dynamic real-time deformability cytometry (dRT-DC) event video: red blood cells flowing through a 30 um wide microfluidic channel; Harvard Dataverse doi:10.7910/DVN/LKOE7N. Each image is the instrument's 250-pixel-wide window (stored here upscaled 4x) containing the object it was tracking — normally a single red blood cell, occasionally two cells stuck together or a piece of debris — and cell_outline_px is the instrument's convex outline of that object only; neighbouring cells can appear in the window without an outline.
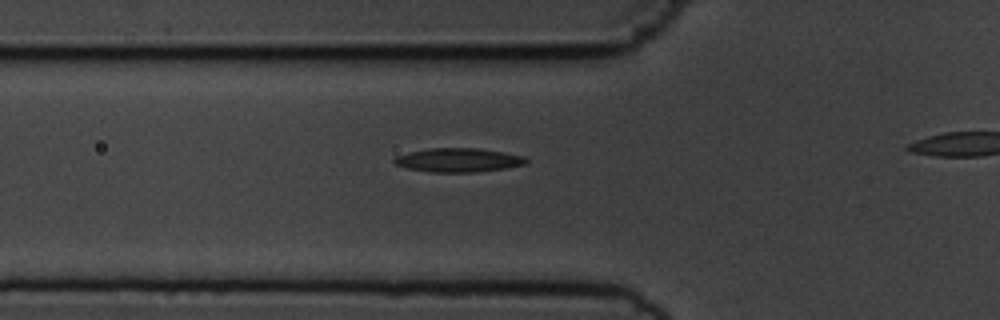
{"species": "common noctule bat (a hibernating species)", "species_latin": "Nyctalus noctula", "temperature_condition": "cold", "stored_images_in_passage": 28, "camera_frame_rate_fps": 3000, "um_per_image_px": 0.085, "animal": {"sex": "male", "body_mass_g": 19.5, "forearm_length_mm": 54.6}, "frame": {"image": 1, "passage_image": 2, "time_ms": 0.333, "image_size_px": [1000, 320], "cell_outline_px": [[528, 160], [524, 164], [504, 168], [476, 172], [428, 172], [404, 168], [396, 164], [392, 160], [396, 156], [408, 152], [428, 148], [476, 148], [504, 152], [524, 156]], "centroid_in_image_um": [38.9, 13.6], "position_along_channel_um": 86.9, "area_um2": 18.38}}
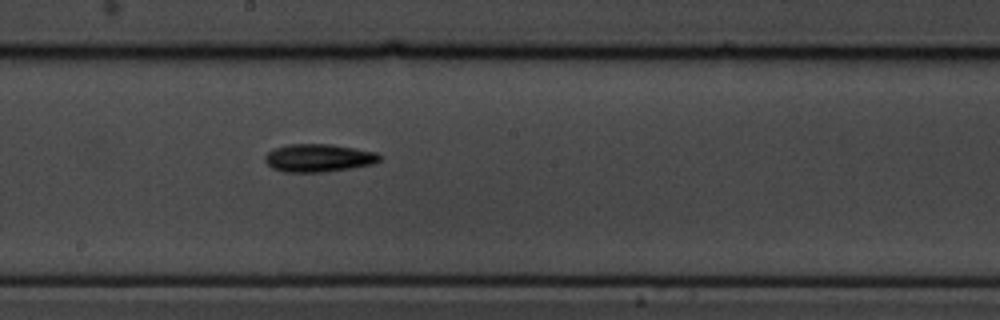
{"frame": {"image": 2, "passage_image": 13, "time_ms": 4.0, "image_size_px": [1000, 320], "cell_outline_px": [[380, 160], [372, 164], [352, 168], [324, 172], [284, 172], [272, 168], [264, 160], [264, 156], [268, 152], [276, 148], [288, 144], [328, 144], [376, 152], [380, 156]], "centroid_in_image_um": [27.05, 13.43], "position_along_channel_um": 221.2, "area_um2": 18.5}}
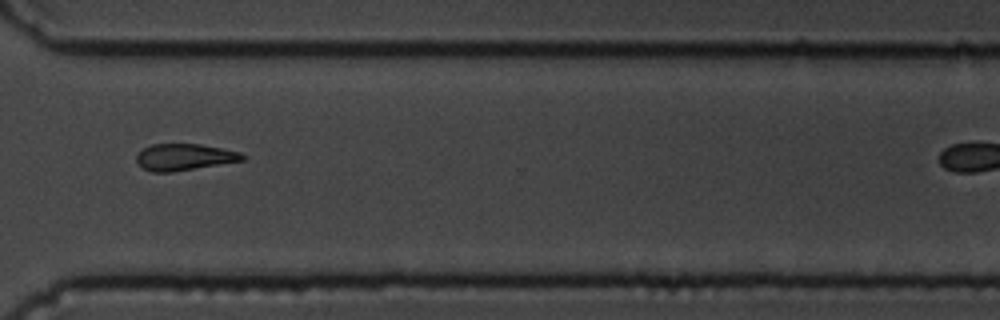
{"frame": {"image": 3, "passage_image": 24, "time_ms": 7.667, "image_size_px": [1000, 320], "cell_outline_px": [[244, 160], [172, 172], [152, 172], [144, 168], [136, 160], [136, 156], [144, 148], [152, 144], [200, 144], [240, 152], [244, 156]], "centroid_in_image_um": [15.65, 13.35], "position_along_channel_um": 354.9, "area_um2": 16.13}}